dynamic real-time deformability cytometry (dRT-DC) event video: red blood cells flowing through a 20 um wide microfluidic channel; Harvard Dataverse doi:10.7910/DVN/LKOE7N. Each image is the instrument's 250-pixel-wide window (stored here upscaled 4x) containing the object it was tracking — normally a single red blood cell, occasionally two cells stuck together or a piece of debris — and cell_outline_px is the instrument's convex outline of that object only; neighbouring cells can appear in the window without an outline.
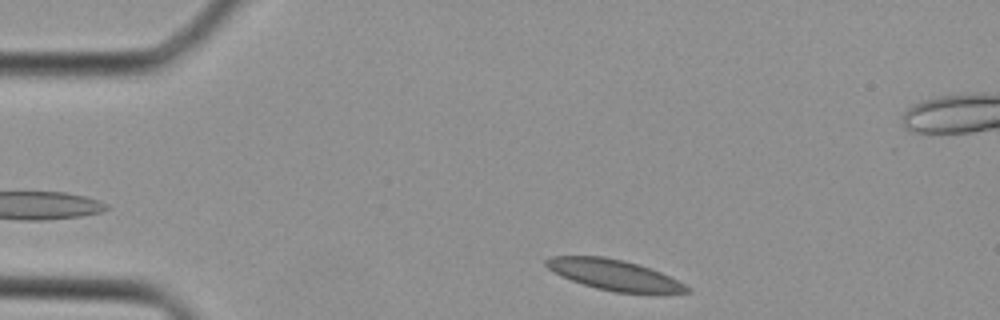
{"species": "Egyptian fruit bat (a non-hibernating species)", "species_latin": "Rousettus aegyptiacus", "temperature_condition": "cold", "stored_images_in_passage": 17, "camera_frame_rate_fps": 3000, "um_per_image_px": 0.085, "animal": {"sex": "female"}, "frame": {"image": 1, "passage_image": 1, "time_ms": 0.0, "image_size_px": [1000, 320], "cell_outline_px": [[692, 292], [616, 292], [596, 288], [572, 280], [552, 272], [544, 264], [544, 260], [552, 256], [604, 256], [624, 260], [652, 268], [692, 288]], "centroid_in_image_um": [52.16, 23.34], "position_along_channel_um": 32.8, "area_um2": 24.74}}
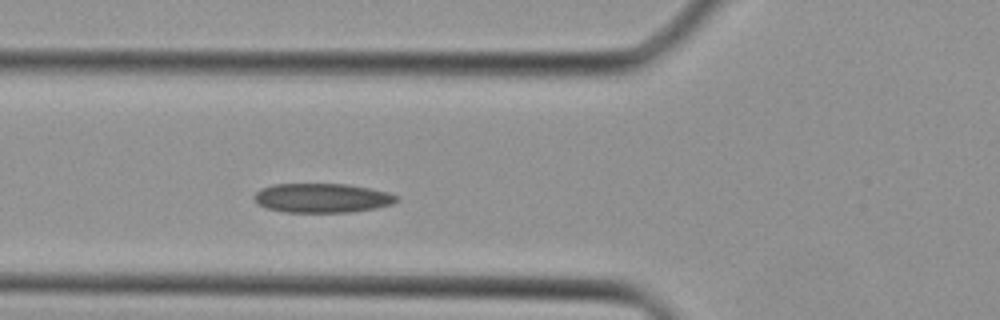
{"frame": {"image": 2, "passage_image": 8, "time_ms": 2.333, "image_size_px": [1000, 320], "cell_outline_px": [[400, 200], [392, 204], [376, 208], [352, 212], [284, 212], [268, 208], [260, 204], [252, 196], [260, 188], [272, 184], [348, 184], [388, 192], [400, 196]], "centroid_in_image_um": [27.41, 16.82], "position_along_channel_um": 98.4, "area_um2": 24.39}}
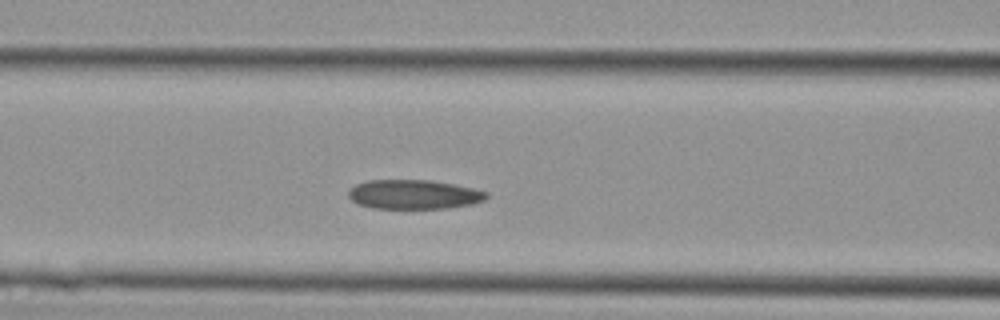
{"frame": {"image": 3, "passage_image": 10, "time_ms": 3.0, "image_size_px": [1000, 320], "cell_outline_px": [[488, 196], [484, 200], [472, 204], [448, 208], [372, 208], [360, 204], [352, 200], [348, 196], [348, 192], [356, 184], [368, 180], [428, 180], [452, 184], [472, 188], [488, 192]], "centroid_in_image_um": [35.18, 16.53], "position_along_channel_um": 131.4, "area_um2": 23.35}}